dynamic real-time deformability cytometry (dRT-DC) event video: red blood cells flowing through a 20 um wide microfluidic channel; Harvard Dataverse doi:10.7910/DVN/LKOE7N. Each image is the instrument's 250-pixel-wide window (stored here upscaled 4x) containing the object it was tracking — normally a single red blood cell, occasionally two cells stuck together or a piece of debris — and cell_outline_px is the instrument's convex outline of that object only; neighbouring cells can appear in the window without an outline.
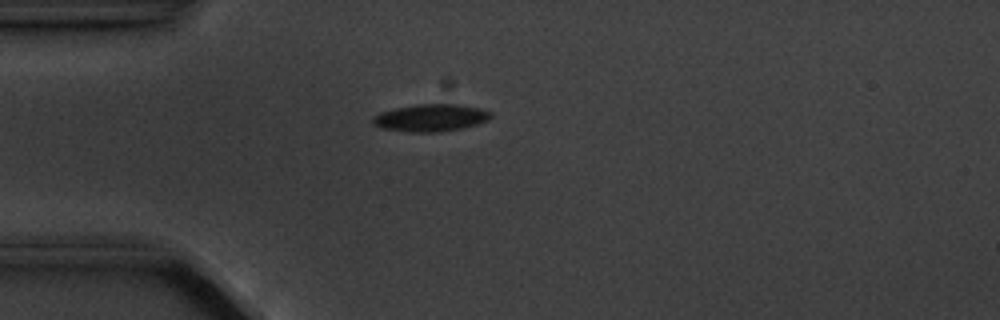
{"species": "common noctule bat (a hibernating species)", "species_latin": "Nyctalus noctula", "temperature_condition": "cold", "stored_images_in_passage": 4, "camera_frame_rate_fps": 3000, "um_per_image_px": 0.085, "animal": {"sex": "male", "body_mass_g": 20.1, "forearm_length_mm": 53.5}, "frame": {"image": 1, "passage_image": 4, "time_ms": 3.333, "image_size_px": [1000, 320], "cell_outline_px": [[492, 116], [488, 120], [476, 124], [460, 128], [440, 132], [408, 132], [380, 128], [372, 124], [372, 116], [380, 112], [396, 108], [416, 104], [460, 104], [480, 108], [492, 112]], "centroid_in_image_um": [36.58, 10.01], "position_along_channel_um": 48.4, "area_um2": 18.9}}